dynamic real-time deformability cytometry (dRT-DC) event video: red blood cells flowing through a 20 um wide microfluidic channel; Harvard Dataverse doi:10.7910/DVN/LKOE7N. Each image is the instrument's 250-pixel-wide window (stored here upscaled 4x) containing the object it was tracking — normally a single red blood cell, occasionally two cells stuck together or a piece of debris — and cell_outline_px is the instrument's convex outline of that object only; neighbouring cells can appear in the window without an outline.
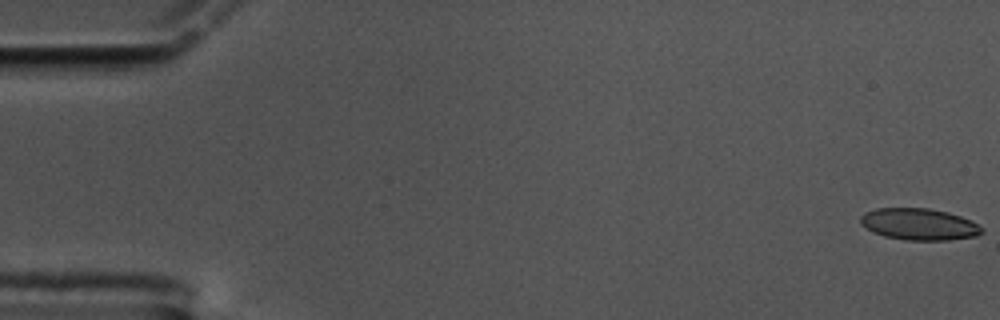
{"species": "common noctule bat (a hibernating species)", "species_latin": "Nyctalus noctula", "temperature_condition": "cold", "stored_images_in_passage": 14, "camera_frame_rate_fps": 3000, "um_per_image_px": 0.085, "animal": {"sex": "male", "body_mass_g": 17.5, "forearm_length_mm": 52.3}, "frame": {"image": 1, "passage_image": 1, "time_ms": 0.0, "image_size_px": [1000, 320], "cell_outline_px": [[984, 232], [976, 236], [948, 240], [904, 240], [884, 236], [872, 232], [860, 224], [860, 216], [864, 212], [876, 208], [928, 208], [948, 212], [960, 216], [984, 228]], "centroid_in_image_um": [78.08, 19.06], "position_along_channel_um": 6.9, "area_um2": 22.48}}